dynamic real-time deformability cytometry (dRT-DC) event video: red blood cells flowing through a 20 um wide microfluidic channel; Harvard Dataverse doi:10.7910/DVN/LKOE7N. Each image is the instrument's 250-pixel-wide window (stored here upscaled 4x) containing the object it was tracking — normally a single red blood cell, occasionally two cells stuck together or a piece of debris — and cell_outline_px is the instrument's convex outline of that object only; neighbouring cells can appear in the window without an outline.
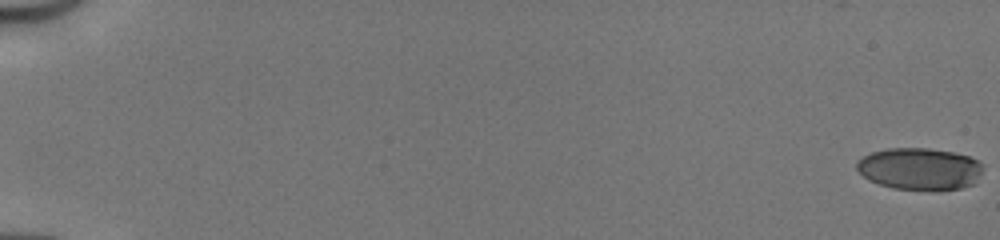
{"species": "human", "species_latin": "Homo sapiens", "temperature_condition": "cold", "stored_images_in_passage": 52, "camera_frame_rate_fps": 3000, "um_per_image_px": 0.085, "donor": {"sex": "male"}, "frame": {"image": 1, "passage_image": 1, "time_ms": 0.0, "image_size_px": [1000, 240], "cell_outline_px": [[984, 164], [980, 172], [972, 184], [960, 188], [892, 188], [868, 180], [856, 168], [856, 160], [872, 152], [888, 148], [928, 148], [952, 152], [968, 156]], "centroid_in_image_um": [78.12, 14.31], "position_along_channel_um": 6.9, "area_um2": 30.17}}
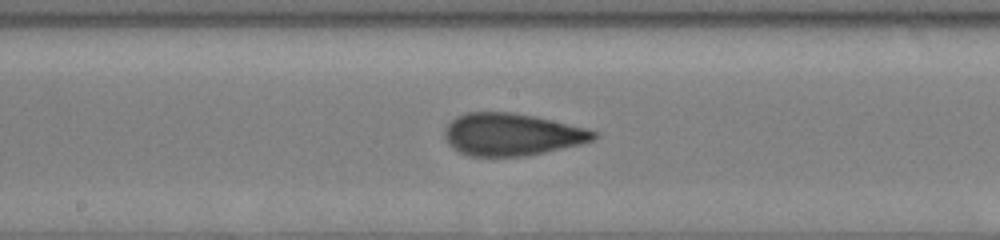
{"frame": {"image": 2, "passage_image": 30, "time_ms": 9.667, "image_size_px": [1000, 240], "cell_outline_px": [[600, 136], [592, 140], [580, 144], [544, 152], [524, 156], [472, 156], [460, 152], [452, 148], [448, 144], [444, 136], [444, 128], [456, 116], [464, 112], [512, 112], [536, 116], [588, 128], [600, 132]], "centroid_in_image_um": [43.51, 11.41], "position_along_channel_um": 204.7, "area_um2": 37.05}}
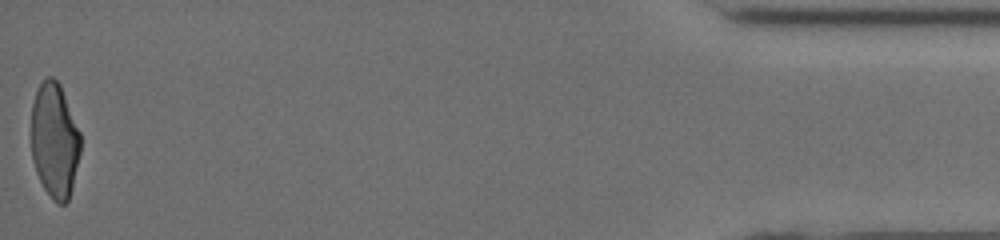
{"frame": {"image": 3, "passage_image": 52, "time_ms": 17.0, "image_size_px": [1000, 240], "cell_outline_px": [[80, 152], [72, 188], [68, 200], [64, 204], [60, 204], [44, 188], [36, 172], [32, 160], [32, 104], [36, 92], [40, 84], [48, 76], [52, 76], [60, 84], [80, 132]], "centroid_in_image_um": [4.64, 11.91], "position_along_channel_um": 430.6, "area_um2": 32.6}, "authors_computed_cell_mechanics": {"area_um2": 34.8534, "velocity_mm_per_s": 4.1755, "shape_relaxation_time_tau1_ms": 4.4981, "shape_relaxation_time_tau2_ms": 1.1468, "deformation_change_tau1": 0.1647, "deformation_change_tau2": 0.0772}}